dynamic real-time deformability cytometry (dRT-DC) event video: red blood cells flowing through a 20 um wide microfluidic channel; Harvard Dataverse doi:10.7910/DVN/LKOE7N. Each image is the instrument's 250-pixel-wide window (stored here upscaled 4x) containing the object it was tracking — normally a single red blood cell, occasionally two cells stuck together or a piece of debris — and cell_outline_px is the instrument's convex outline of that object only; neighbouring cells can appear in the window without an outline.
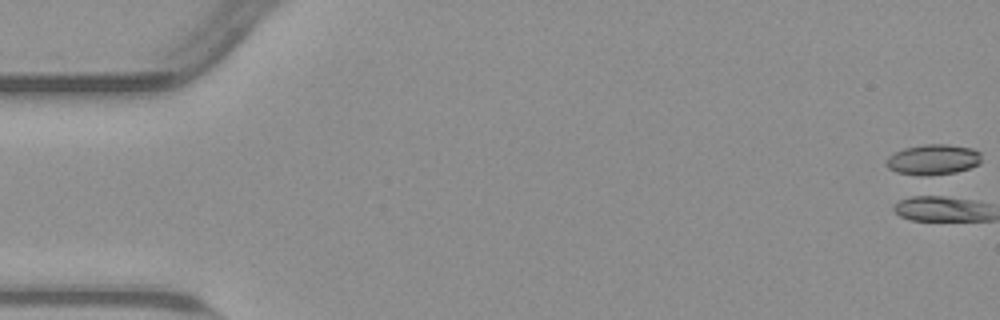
{"species": "common noctule bat (a hibernating species)", "species_latin": "Nyctalus noctula", "temperature_condition": "warm", "stored_images_in_passage": 1, "camera_frame_rate_fps": 3000, "um_per_image_px": 0.085, "animal": {"sex": "male", "body_mass_g": 23.1, "forearm_length_mm": 52.7}, "frame": {"image": 1, "passage_image": 1, "time_ms": 0.0, "image_size_px": [1000, 320], "cell_outline_px": [[980, 164], [956, 172], [928, 176], [920, 176], [896, 172], [888, 168], [884, 164], [888, 156], [904, 148], [924, 144], [948, 144], [972, 148], [980, 152]], "centroid_in_image_um": [79.29, 13.57], "position_along_channel_um": 5.7, "area_um2": 17.05}}